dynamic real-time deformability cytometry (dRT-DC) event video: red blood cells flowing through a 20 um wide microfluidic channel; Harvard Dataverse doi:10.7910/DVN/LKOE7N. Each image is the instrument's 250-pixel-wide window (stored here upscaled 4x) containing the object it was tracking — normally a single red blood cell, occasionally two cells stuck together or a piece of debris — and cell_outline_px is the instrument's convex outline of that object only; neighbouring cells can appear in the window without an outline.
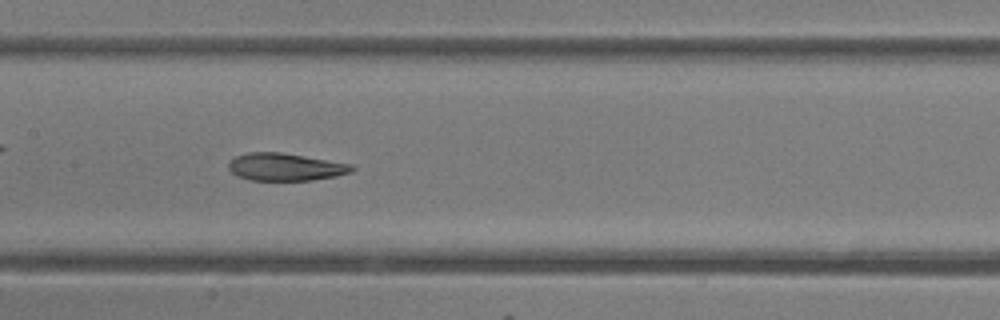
{"species": "common noctule bat (a hibernating species)", "species_latin": "Nyctalus noctula", "temperature_condition": "room temperature", "stored_images_in_passage": 47, "camera_frame_rate_fps": 3000, "um_per_image_px": 0.085, "animal": {"sex": "female"}, "frame": {"image": 1, "passage_image": 21, "time_ms": 6.667, "image_size_px": [1000, 320], "cell_outline_px": [[356, 168], [352, 172], [336, 176], [312, 180], [248, 180], [236, 176], [228, 168], [228, 164], [236, 156], [248, 152], [280, 152], [352, 164]], "centroid_in_image_um": [24.26, 14.19], "position_along_channel_um": 183.1, "area_um2": 19.77}}
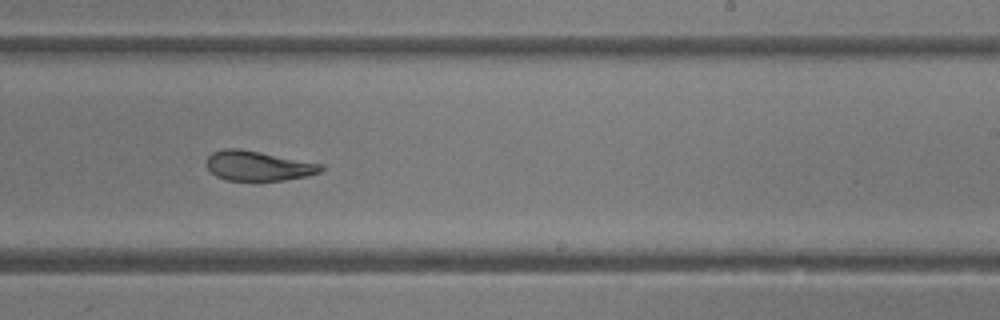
{"frame": {"image": 2, "passage_image": 27, "time_ms": 8.667, "image_size_px": [1000, 320], "cell_outline_px": [[324, 168], [320, 172], [308, 176], [284, 180], [228, 180], [216, 176], [204, 164], [208, 156], [212, 152], [224, 148], [236, 148], [260, 152], [324, 164]], "centroid_in_image_um": [21.94, 14.09], "position_along_channel_um": 267.1, "area_um2": 19.88}, "authors_computed_cell_mechanics": {"area_um2": 22.3686, "velocity_mm_per_s": 4.216, "shape_relaxation_time_tau1_ms": null, "shape_relaxation_time_tau2_ms": 2.0347, "deformation_change_tau1": null, "deformation_change_tau2": 0.0841}}